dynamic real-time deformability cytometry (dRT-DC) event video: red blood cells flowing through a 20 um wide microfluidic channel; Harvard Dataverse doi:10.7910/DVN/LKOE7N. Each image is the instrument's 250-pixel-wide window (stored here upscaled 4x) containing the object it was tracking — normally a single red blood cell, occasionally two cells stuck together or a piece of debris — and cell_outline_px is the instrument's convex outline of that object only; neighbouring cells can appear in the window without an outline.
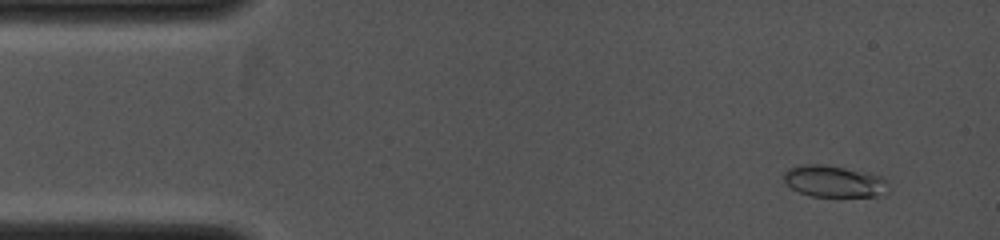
{"species": "common noctule bat (a hibernating species)", "species_latin": "Nyctalus noctula", "temperature_condition": "cold", "stored_images_in_passage": 7, "camera_frame_rate_fps": 4000, "um_per_image_px": 0.085, "animal": {"sex": "female", "body_mass_g": 19.0, "forearm_length_mm": 53.3}, "frame": {"image": 1, "passage_image": 2, "time_ms": 0.75, "image_size_px": [1000, 240], "cell_outline_px": [[888, 192], [884, 196], [836, 200], [812, 196], [800, 192], [792, 188], [784, 180], [784, 172], [788, 168], [800, 164], [824, 164], [868, 172], [880, 176], [888, 180]], "centroid_in_image_um": [70.98, 15.47], "position_along_channel_um": 14.0, "area_um2": 20.52}}
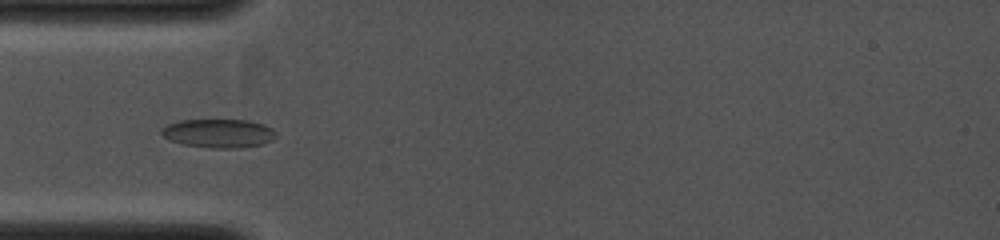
{"frame": {"image": 2, "passage_image": 6, "time_ms": 3.5, "image_size_px": [1000, 240], "cell_outline_px": [[276, 136], [272, 140], [264, 144], [236, 148], [212, 148], [184, 144], [172, 140], [164, 136], [160, 132], [160, 128], [168, 124], [180, 120], [248, 120], [264, 124], [272, 128], [276, 132]], "centroid_in_image_um": [18.61, 11.32], "position_along_channel_um": 66.4, "area_um2": 19.13}}